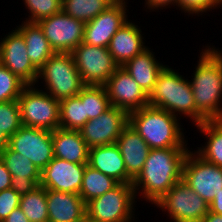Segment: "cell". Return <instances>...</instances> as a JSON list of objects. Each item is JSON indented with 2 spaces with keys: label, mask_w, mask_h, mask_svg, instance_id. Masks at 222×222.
I'll use <instances>...</instances> for the list:
<instances>
[{
  "label": "cell",
  "mask_w": 222,
  "mask_h": 222,
  "mask_svg": "<svg viewBox=\"0 0 222 222\" xmlns=\"http://www.w3.org/2000/svg\"><path fill=\"white\" fill-rule=\"evenodd\" d=\"M188 152V148L151 149L141 173L133 181L136 198L139 193L155 205L182 180L183 162Z\"/></svg>",
  "instance_id": "cell-1"
},
{
  "label": "cell",
  "mask_w": 222,
  "mask_h": 222,
  "mask_svg": "<svg viewBox=\"0 0 222 222\" xmlns=\"http://www.w3.org/2000/svg\"><path fill=\"white\" fill-rule=\"evenodd\" d=\"M189 80L197 109V125L222 120V50L206 46Z\"/></svg>",
  "instance_id": "cell-2"
},
{
  "label": "cell",
  "mask_w": 222,
  "mask_h": 222,
  "mask_svg": "<svg viewBox=\"0 0 222 222\" xmlns=\"http://www.w3.org/2000/svg\"><path fill=\"white\" fill-rule=\"evenodd\" d=\"M181 117L147 106L129 113V124L151 149L187 148Z\"/></svg>",
  "instance_id": "cell-3"
},
{
  "label": "cell",
  "mask_w": 222,
  "mask_h": 222,
  "mask_svg": "<svg viewBox=\"0 0 222 222\" xmlns=\"http://www.w3.org/2000/svg\"><path fill=\"white\" fill-rule=\"evenodd\" d=\"M184 78L167 65L148 95L149 106L166 110L176 117L183 114L197 126V109L192 88L189 79Z\"/></svg>",
  "instance_id": "cell-4"
},
{
  "label": "cell",
  "mask_w": 222,
  "mask_h": 222,
  "mask_svg": "<svg viewBox=\"0 0 222 222\" xmlns=\"http://www.w3.org/2000/svg\"><path fill=\"white\" fill-rule=\"evenodd\" d=\"M39 80L44 82V92L59 101L77 96L86 86L71 53L55 52L38 70L36 83Z\"/></svg>",
  "instance_id": "cell-5"
},
{
  "label": "cell",
  "mask_w": 222,
  "mask_h": 222,
  "mask_svg": "<svg viewBox=\"0 0 222 222\" xmlns=\"http://www.w3.org/2000/svg\"><path fill=\"white\" fill-rule=\"evenodd\" d=\"M135 199L133 183H118L86 203V216L93 222H132Z\"/></svg>",
  "instance_id": "cell-6"
},
{
  "label": "cell",
  "mask_w": 222,
  "mask_h": 222,
  "mask_svg": "<svg viewBox=\"0 0 222 222\" xmlns=\"http://www.w3.org/2000/svg\"><path fill=\"white\" fill-rule=\"evenodd\" d=\"M23 126L54 131L60 127V102L36 85H27L17 99Z\"/></svg>",
  "instance_id": "cell-7"
},
{
  "label": "cell",
  "mask_w": 222,
  "mask_h": 222,
  "mask_svg": "<svg viewBox=\"0 0 222 222\" xmlns=\"http://www.w3.org/2000/svg\"><path fill=\"white\" fill-rule=\"evenodd\" d=\"M155 206L167 211L171 222H201L209 211V204L183 180L170 188Z\"/></svg>",
  "instance_id": "cell-8"
},
{
  "label": "cell",
  "mask_w": 222,
  "mask_h": 222,
  "mask_svg": "<svg viewBox=\"0 0 222 222\" xmlns=\"http://www.w3.org/2000/svg\"><path fill=\"white\" fill-rule=\"evenodd\" d=\"M182 180L210 204L222 189V167L189 150L183 162Z\"/></svg>",
  "instance_id": "cell-9"
},
{
  "label": "cell",
  "mask_w": 222,
  "mask_h": 222,
  "mask_svg": "<svg viewBox=\"0 0 222 222\" xmlns=\"http://www.w3.org/2000/svg\"><path fill=\"white\" fill-rule=\"evenodd\" d=\"M71 54L86 85H104L119 67L106 47L82 42Z\"/></svg>",
  "instance_id": "cell-10"
},
{
  "label": "cell",
  "mask_w": 222,
  "mask_h": 222,
  "mask_svg": "<svg viewBox=\"0 0 222 222\" xmlns=\"http://www.w3.org/2000/svg\"><path fill=\"white\" fill-rule=\"evenodd\" d=\"M8 147L28 157L42 171L54 158L52 131L21 126L9 138Z\"/></svg>",
  "instance_id": "cell-11"
},
{
  "label": "cell",
  "mask_w": 222,
  "mask_h": 222,
  "mask_svg": "<svg viewBox=\"0 0 222 222\" xmlns=\"http://www.w3.org/2000/svg\"><path fill=\"white\" fill-rule=\"evenodd\" d=\"M50 46L58 53H71L84 38L85 23L62 10L38 22Z\"/></svg>",
  "instance_id": "cell-12"
},
{
  "label": "cell",
  "mask_w": 222,
  "mask_h": 222,
  "mask_svg": "<svg viewBox=\"0 0 222 222\" xmlns=\"http://www.w3.org/2000/svg\"><path fill=\"white\" fill-rule=\"evenodd\" d=\"M129 123V114L111 106L97 118L90 119L79 131L89 148L116 143L124 127Z\"/></svg>",
  "instance_id": "cell-13"
},
{
  "label": "cell",
  "mask_w": 222,
  "mask_h": 222,
  "mask_svg": "<svg viewBox=\"0 0 222 222\" xmlns=\"http://www.w3.org/2000/svg\"><path fill=\"white\" fill-rule=\"evenodd\" d=\"M127 3L115 0L93 20L85 23L83 42L95 47L108 48L113 35L128 20Z\"/></svg>",
  "instance_id": "cell-14"
},
{
  "label": "cell",
  "mask_w": 222,
  "mask_h": 222,
  "mask_svg": "<svg viewBox=\"0 0 222 222\" xmlns=\"http://www.w3.org/2000/svg\"><path fill=\"white\" fill-rule=\"evenodd\" d=\"M1 38L0 63L26 85H35L38 70L31 63L22 34L15 28Z\"/></svg>",
  "instance_id": "cell-15"
},
{
  "label": "cell",
  "mask_w": 222,
  "mask_h": 222,
  "mask_svg": "<svg viewBox=\"0 0 222 222\" xmlns=\"http://www.w3.org/2000/svg\"><path fill=\"white\" fill-rule=\"evenodd\" d=\"M111 106L124 109L128 114L149 106L146 94L122 67H118L104 84Z\"/></svg>",
  "instance_id": "cell-16"
},
{
  "label": "cell",
  "mask_w": 222,
  "mask_h": 222,
  "mask_svg": "<svg viewBox=\"0 0 222 222\" xmlns=\"http://www.w3.org/2000/svg\"><path fill=\"white\" fill-rule=\"evenodd\" d=\"M86 165L54 157L41 171L40 185L45 189L79 194Z\"/></svg>",
  "instance_id": "cell-17"
},
{
  "label": "cell",
  "mask_w": 222,
  "mask_h": 222,
  "mask_svg": "<svg viewBox=\"0 0 222 222\" xmlns=\"http://www.w3.org/2000/svg\"><path fill=\"white\" fill-rule=\"evenodd\" d=\"M116 144L124 160L127 175L134 181L141 173L151 148L129 123L122 130Z\"/></svg>",
  "instance_id": "cell-18"
},
{
  "label": "cell",
  "mask_w": 222,
  "mask_h": 222,
  "mask_svg": "<svg viewBox=\"0 0 222 222\" xmlns=\"http://www.w3.org/2000/svg\"><path fill=\"white\" fill-rule=\"evenodd\" d=\"M141 32L138 25L127 20L111 38L108 50L119 67L147 48Z\"/></svg>",
  "instance_id": "cell-19"
},
{
  "label": "cell",
  "mask_w": 222,
  "mask_h": 222,
  "mask_svg": "<svg viewBox=\"0 0 222 222\" xmlns=\"http://www.w3.org/2000/svg\"><path fill=\"white\" fill-rule=\"evenodd\" d=\"M48 222H78L86 216V203L79 194L46 189Z\"/></svg>",
  "instance_id": "cell-20"
},
{
  "label": "cell",
  "mask_w": 222,
  "mask_h": 222,
  "mask_svg": "<svg viewBox=\"0 0 222 222\" xmlns=\"http://www.w3.org/2000/svg\"><path fill=\"white\" fill-rule=\"evenodd\" d=\"M88 165L118 183H133L127 175L124 160L116 143L90 148Z\"/></svg>",
  "instance_id": "cell-21"
},
{
  "label": "cell",
  "mask_w": 222,
  "mask_h": 222,
  "mask_svg": "<svg viewBox=\"0 0 222 222\" xmlns=\"http://www.w3.org/2000/svg\"><path fill=\"white\" fill-rule=\"evenodd\" d=\"M54 157L76 164H88L89 146L80 131L57 128L52 131Z\"/></svg>",
  "instance_id": "cell-22"
},
{
  "label": "cell",
  "mask_w": 222,
  "mask_h": 222,
  "mask_svg": "<svg viewBox=\"0 0 222 222\" xmlns=\"http://www.w3.org/2000/svg\"><path fill=\"white\" fill-rule=\"evenodd\" d=\"M154 54L147 47L122 66L148 95L153 90L159 74L166 67L158 62Z\"/></svg>",
  "instance_id": "cell-23"
},
{
  "label": "cell",
  "mask_w": 222,
  "mask_h": 222,
  "mask_svg": "<svg viewBox=\"0 0 222 222\" xmlns=\"http://www.w3.org/2000/svg\"><path fill=\"white\" fill-rule=\"evenodd\" d=\"M16 29L24 37L28 57L33 66L39 70L55 53L38 23L22 21Z\"/></svg>",
  "instance_id": "cell-24"
},
{
  "label": "cell",
  "mask_w": 222,
  "mask_h": 222,
  "mask_svg": "<svg viewBox=\"0 0 222 222\" xmlns=\"http://www.w3.org/2000/svg\"><path fill=\"white\" fill-rule=\"evenodd\" d=\"M196 127L207 140L205 146L198 147L195 152L204 160L222 167V120L204 121Z\"/></svg>",
  "instance_id": "cell-25"
},
{
  "label": "cell",
  "mask_w": 222,
  "mask_h": 222,
  "mask_svg": "<svg viewBox=\"0 0 222 222\" xmlns=\"http://www.w3.org/2000/svg\"><path fill=\"white\" fill-rule=\"evenodd\" d=\"M117 184L118 182L116 180L87 164L85 166V172L79 195L81 196L82 200L87 203L90 200L108 192Z\"/></svg>",
  "instance_id": "cell-26"
},
{
  "label": "cell",
  "mask_w": 222,
  "mask_h": 222,
  "mask_svg": "<svg viewBox=\"0 0 222 222\" xmlns=\"http://www.w3.org/2000/svg\"><path fill=\"white\" fill-rule=\"evenodd\" d=\"M77 96L84 104L85 124L111 107L104 85H86Z\"/></svg>",
  "instance_id": "cell-27"
},
{
  "label": "cell",
  "mask_w": 222,
  "mask_h": 222,
  "mask_svg": "<svg viewBox=\"0 0 222 222\" xmlns=\"http://www.w3.org/2000/svg\"><path fill=\"white\" fill-rule=\"evenodd\" d=\"M114 1L115 0H62L61 10L76 20L87 23L103 12Z\"/></svg>",
  "instance_id": "cell-28"
},
{
  "label": "cell",
  "mask_w": 222,
  "mask_h": 222,
  "mask_svg": "<svg viewBox=\"0 0 222 222\" xmlns=\"http://www.w3.org/2000/svg\"><path fill=\"white\" fill-rule=\"evenodd\" d=\"M20 209L30 222H48L46 189L39 185L33 191L20 197Z\"/></svg>",
  "instance_id": "cell-29"
},
{
  "label": "cell",
  "mask_w": 222,
  "mask_h": 222,
  "mask_svg": "<svg viewBox=\"0 0 222 222\" xmlns=\"http://www.w3.org/2000/svg\"><path fill=\"white\" fill-rule=\"evenodd\" d=\"M0 158L12 175L18 179H41V171L32 161L7 147L0 153Z\"/></svg>",
  "instance_id": "cell-30"
},
{
  "label": "cell",
  "mask_w": 222,
  "mask_h": 222,
  "mask_svg": "<svg viewBox=\"0 0 222 222\" xmlns=\"http://www.w3.org/2000/svg\"><path fill=\"white\" fill-rule=\"evenodd\" d=\"M60 128L80 130L85 125V109L78 96L60 100Z\"/></svg>",
  "instance_id": "cell-31"
},
{
  "label": "cell",
  "mask_w": 222,
  "mask_h": 222,
  "mask_svg": "<svg viewBox=\"0 0 222 222\" xmlns=\"http://www.w3.org/2000/svg\"><path fill=\"white\" fill-rule=\"evenodd\" d=\"M27 85L0 63V103L17 100Z\"/></svg>",
  "instance_id": "cell-32"
},
{
  "label": "cell",
  "mask_w": 222,
  "mask_h": 222,
  "mask_svg": "<svg viewBox=\"0 0 222 222\" xmlns=\"http://www.w3.org/2000/svg\"><path fill=\"white\" fill-rule=\"evenodd\" d=\"M22 126L17 100L0 103V131L11 137Z\"/></svg>",
  "instance_id": "cell-33"
},
{
  "label": "cell",
  "mask_w": 222,
  "mask_h": 222,
  "mask_svg": "<svg viewBox=\"0 0 222 222\" xmlns=\"http://www.w3.org/2000/svg\"><path fill=\"white\" fill-rule=\"evenodd\" d=\"M28 9L27 22L38 23L40 20L50 17L61 11L62 0H23Z\"/></svg>",
  "instance_id": "cell-34"
},
{
  "label": "cell",
  "mask_w": 222,
  "mask_h": 222,
  "mask_svg": "<svg viewBox=\"0 0 222 222\" xmlns=\"http://www.w3.org/2000/svg\"><path fill=\"white\" fill-rule=\"evenodd\" d=\"M220 6L222 8V0H177L179 10L189 13L188 15L197 14L199 16L200 14L202 16L203 13Z\"/></svg>",
  "instance_id": "cell-35"
},
{
  "label": "cell",
  "mask_w": 222,
  "mask_h": 222,
  "mask_svg": "<svg viewBox=\"0 0 222 222\" xmlns=\"http://www.w3.org/2000/svg\"><path fill=\"white\" fill-rule=\"evenodd\" d=\"M20 196L12 188L0 191V222L17 207H19Z\"/></svg>",
  "instance_id": "cell-36"
},
{
  "label": "cell",
  "mask_w": 222,
  "mask_h": 222,
  "mask_svg": "<svg viewBox=\"0 0 222 222\" xmlns=\"http://www.w3.org/2000/svg\"><path fill=\"white\" fill-rule=\"evenodd\" d=\"M41 179H18L12 178L11 188L21 197L33 191L40 185Z\"/></svg>",
  "instance_id": "cell-37"
},
{
  "label": "cell",
  "mask_w": 222,
  "mask_h": 222,
  "mask_svg": "<svg viewBox=\"0 0 222 222\" xmlns=\"http://www.w3.org/2000/svg\"><path fill=\"white\" fill-rule=\"evenodd\" d=\"M12 175L0 158V191L11 188Z\"/></svg>",
  "instance_id": "cell-38"
},
{
  "label": "cell",
  "mask_w": 222,
  "mask_h": 222,
  "mask_svg": "<svg viewBox=\"0 0 222 222\" xmlns=\"http://www.w3.org/2000/svg\"><path fill=\"white\" fill-rule=\"evenodd\" d=\"M145 2V8L147 7L149 10L153 9V11L166 8L167 6L169 8L170 5L177 6V0H145Z\"/></svg>",
  "instance_id": "cell-39"
},
{
  "label": "cell",
  "mask_w": 222,
  "mask_h": 222,
  "mask_svg": "<svg viewBox=\"0 0 222 222\" xmlns=\"http://www.w3.org/2000/svg\"><path fill=\"white\" fill-rule=\"evenodd\" d=\"M2 222H30L20 207L15 208Z\"/></svg>",
  "instance_id": "cell-40"
},
{
  "label": "cell",
  "mask_w": 222,
  "mask_h": 222,
  "mask_svg": "<svg viewBox=\"0 0 222 222\" xmlns=\"http://www.w3.org/2000/svg\"><path fill=\"white\" fill-rule=\"evenodd\" d=\"M209 211L222 215V189L214 196L213 201L209 204Z\"/></svg>",
  "instance_id": "cell-41"
},
{
  "label": "cell",
  "mask_w": 222,
  "mask_h": 222,
  "mask_svg": "<svg viewBox=\"0 0 222 222\" xmlns=\"http://www.w3.org/2000/svg\"><path fill=\"white\" fill-rule=\"evenodd\" d=\"M201 222H222V215L208 211Z\"/></svg>",
  "instance_id": "cell-42"
},
{
  "label": "cell",
  "mask_w": 222,
  "mask_h": 222,
  "mask_svg": "<svg viewBox=\"0 0 222 222\" xmlns=\"http://www.w3.org/2000/svg\"><path fill=\"white\" fill-rule=\"evenodd\" d=\"M9 137L0 131V153L8 147Z\"/></svg>",
  "instance_id": "cell-43"
},
{
  "label": "cell",
  "mask_w": 222,
  "mask_h": 222,
  "mask_svg": "<svg viewBox=\"0 0 222 222\" xmlns=\"http://www.w3.org/2000/svg\"><path fill=\"white\" fill-rule=\"evenodd\" d=\"M78 222H93V221L90 220L87 216H85L82 220H80Z\"/></svg>",
  "instance_id": "cell-44"
}]
</instances>
